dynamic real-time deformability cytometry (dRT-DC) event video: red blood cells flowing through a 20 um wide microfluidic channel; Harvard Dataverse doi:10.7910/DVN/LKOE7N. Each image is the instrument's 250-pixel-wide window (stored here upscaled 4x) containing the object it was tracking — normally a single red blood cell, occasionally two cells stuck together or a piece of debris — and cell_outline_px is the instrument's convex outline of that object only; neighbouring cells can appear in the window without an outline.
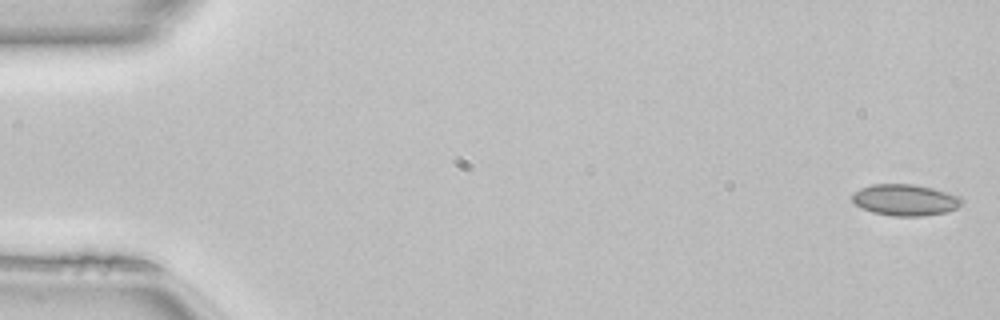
{"species": "common noctule bat (a hibernating species)", "species_latin": "Nyctalus noctula", "temperature_condition": "room temperature", "stored_images_in_passage": 46, "camera_frame_rate_fps": 3000, "um_per_image_px": 0.085, "animal": {"sex": "female", "body_mass_g": 22.7, "forearm_length_mm": 54.2}, "frame": {"image": 1, "passage_image": 1, "time_ms": 0.0, "image_size_px": [1000, 320], "cell_outline_px": [[964, 200], [956, 208], [944, 212], [924, 216], [892, 216], [872, 212], [856, 204], [852, 200], [852, 192], [860, 188], [872, 184], [912, 184], [932, 188], [960, 196]], "centroid_in_image_um": [76.92, 16.99], "position_along_channel_um": 8.1, "area_um2": 19.94}}
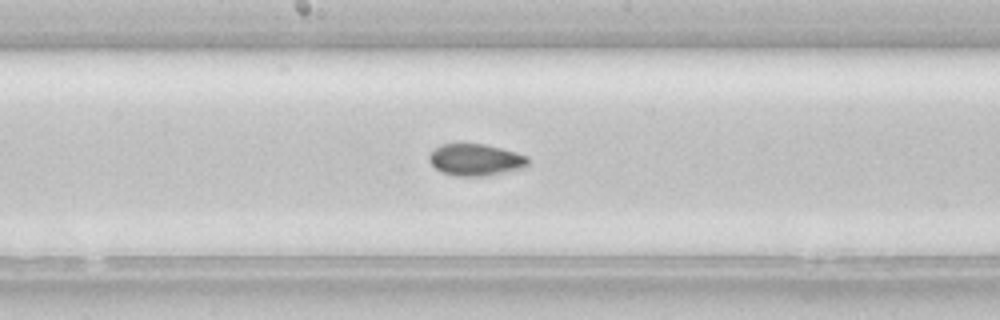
{"frame": {"image": 2, "passage_image": 26, "time_ms": 8.333, "image_size_px": [1000, 320], "cell_outline_px": [[528, 164], [524, 168], [484, 176], [456, 176], [444, 172], [436, 168], [428, 160], [428, 156], [440, 144], [484, 144], [516, 152], [528, 156]], "centroid_in_image_um": [40.44, 13.58], "position_along_channel_um": 207.8, "area_um2": 18.15}}
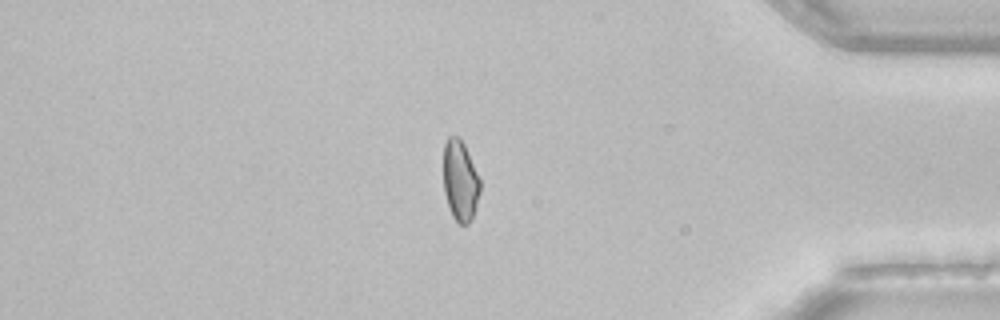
{"frame": {"image": 3, "passage_image": 42, "time_ms": 13.667, "image_size_px": [1000, 320], "cell_outline_px": [[480, 192], [472, 220], [468, 224], [460, 224], [452, 216], [444, 192], [444, 144], [448, 136], [460, 136], [464, 144], [480, 180]], "centroid_in_image_um": [39.12, 15.36], "position_along_channel_um": 396.1, "area_um2": 17.17}, "authors_computed_cell_mechanics": {"area_um2": 18.2937, "velocity_mm_per_s": 4.1335, "shape_relaxation_time_tau1_ms": null, "shape_relaxation_time_tau2_ms": 4.1823, "deformation_change_tau1": null, "deformation_change_tau2": 0.0678}}